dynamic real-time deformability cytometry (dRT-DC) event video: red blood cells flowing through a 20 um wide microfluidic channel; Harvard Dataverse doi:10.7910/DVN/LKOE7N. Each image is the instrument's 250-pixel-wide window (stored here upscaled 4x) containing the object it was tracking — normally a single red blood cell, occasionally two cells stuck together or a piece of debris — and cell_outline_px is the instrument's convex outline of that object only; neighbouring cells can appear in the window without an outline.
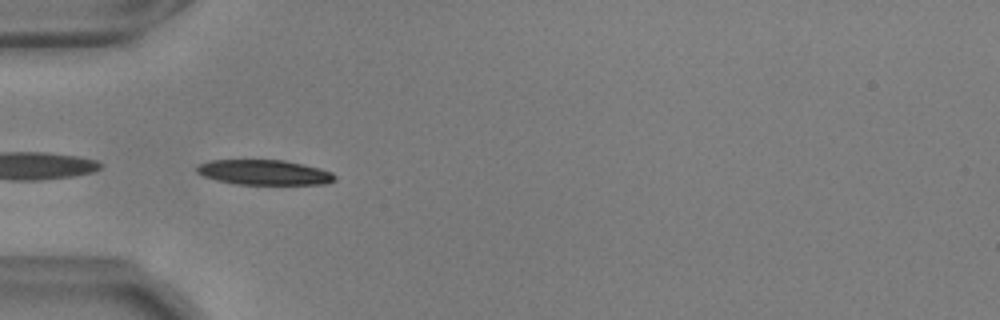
{"species": "common noctule bat (a hibernating species)", "species_latin": "Nyctalus noctula", "temperature_condition": "warm", "stored_images_in_passage": 27, "camera_frame_rate_fps": 3000, "um_per_image_px": 0.085, "animal": {"sex": "male", "body_mass_g": 17.9, "forearm_length_mm": 54.2}, "frame": {"image": 1, "passage_image": 1, "time_ms": 0.0, "image_size_px": [1000, 320], "cell_outline_px": [[336, 180], [324, 184], [236, 184], [216, 180], [204, 176], [196, 172], [196, 164], [212, 160], [284, 160], [320, 168], [332, 172], [336, 176]], "centroid_in_image_um": [22.44, 14.65], "position_along_channel_um": 62.6, "area_um2": 20.17}}
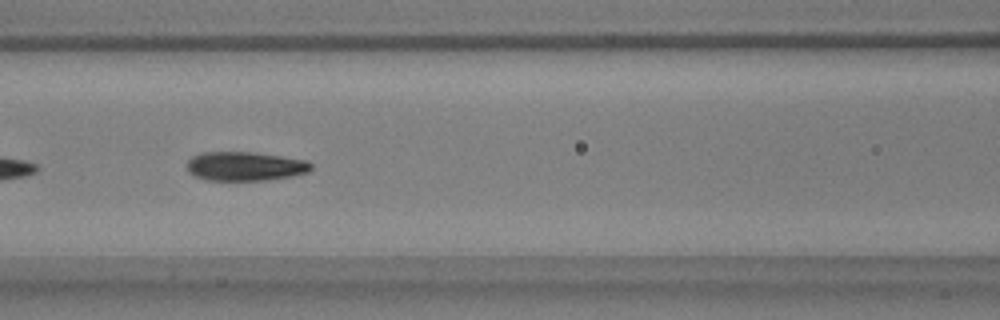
{"frame": {"image": 2, "passage_image": 8, "time_ms": 2.333, "image_size_px": [1000, 320], "cell_outline_px": [[312, 168], [308, 172], [292, 176], [268, 180], [204, 180], [188, 172], [188, 160], [192, 156], [200, 152], [252, 152], [308, 160], [312, 164]], "centroid_in_image_um": [20.84, 14.13], "position_along_channel_um": 145.8, "area_um2": 21.1}}
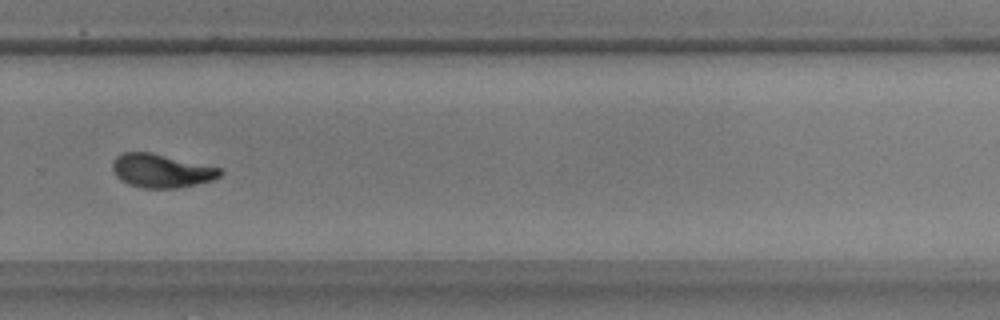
{"frame": {"image": 3, "passage_image": 22, "time_ms": 7.0, "image_size_px": [1000, 320], "cell_outline_px": [[224, 172], [220, 176], [212, 180], [196, 184], [176, 188], [144, 188], [128, 184], [120, 180], [116, 176], [112, 168], [112, 160], [116, 156], [124, 152], [152, 152], [220, 168]], "centroid_in_image_um": [13.69, 14.51], "position_along_channel_um": 316.1, "area_um2": 21.1}, "authors_computed_cell_mechanics": {"area_um2": 21.386, "velocity_mm_per_s": 3.6598, "shape_relaxation_time_tau1_ms": 4.5549, "shape_relaxation_time_tau2_ms": 1.4537, "deformation_change_tau1": 0.1665, "deformation_change_tau2": 0.0652}}